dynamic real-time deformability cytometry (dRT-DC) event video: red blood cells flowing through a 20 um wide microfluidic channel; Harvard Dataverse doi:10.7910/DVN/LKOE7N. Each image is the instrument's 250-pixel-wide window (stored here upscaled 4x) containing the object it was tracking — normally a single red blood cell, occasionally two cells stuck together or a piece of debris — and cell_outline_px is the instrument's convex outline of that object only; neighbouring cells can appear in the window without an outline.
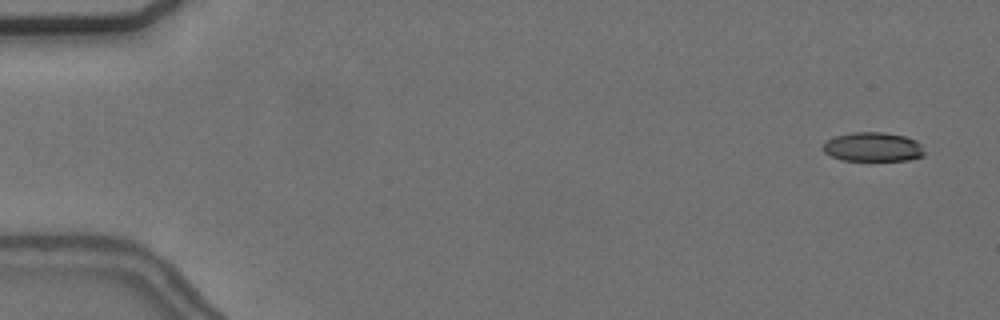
{"species": "common noctule bat (a hibernating species)", "species_latin": "Nyctalus noctula", "temperature_condition": "cold", "stored_images_in_passage": 18, "camera_frame_rate_fps": 3000, "um_per_image_px": 0.085, "animal": {"sex": "female", "body_mass_g": 24.6, "forearm_length_mm": 56.2}, "frame": {"image": 1, "passage_image": 3, "time_ms": 0.667, "image_size_px": [1000, 320], "cell_outline_px": [[924, 156], [908, 160], [840, 160], [824, 152], [824, 144], [828, 140], [836, 136], [852, 132], [884, 132], [904, 136], [916, 140], [920, 144], [924, 152]], "centroid_in_image_um": [74.22, 12.49], "position_along_channel_um": 10.8, "area_um2": 17.11}}
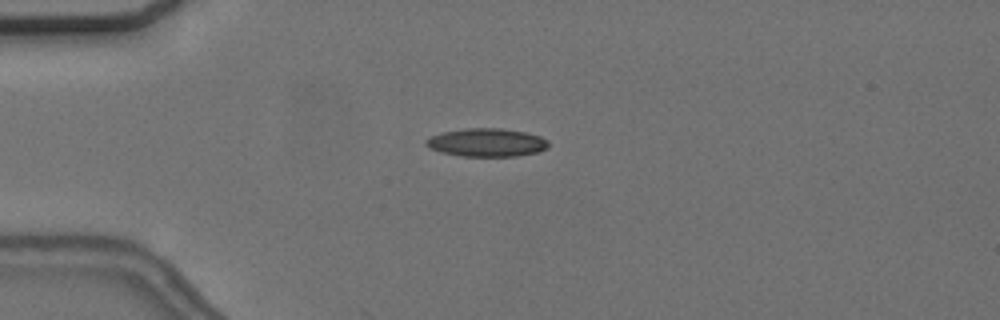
{"frame": {"image": 2, "passage_image": 15, "time_ms": 4.667, "image_size_px": [1000, 320], "cell_outline_px": [[548, 148], [540, 152], [516, 156], [460, 156], [428, 148], [424, 144], [424, 140], [432, 136], [444, 132], [464, 128], [500, 128], [524, 132], [540, 136], [548, 140]], "centroid_in_image_um": [41.38, 12.11], "position_along_channel_um": 43.6, "area_um2": 20.17}}